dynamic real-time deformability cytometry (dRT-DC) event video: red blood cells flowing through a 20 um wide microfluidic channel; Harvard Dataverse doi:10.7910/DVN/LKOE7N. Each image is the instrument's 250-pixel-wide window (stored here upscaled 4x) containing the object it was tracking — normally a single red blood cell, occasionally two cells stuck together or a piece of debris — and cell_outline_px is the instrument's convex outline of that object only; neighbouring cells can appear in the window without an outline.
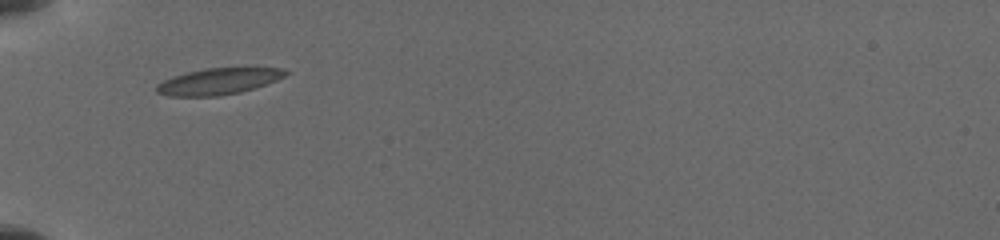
{"species": "common noctule bat (a hibernating species)", "species_latin": "Nyctalus noctula", "temperature_condition": "cold", "stored_images_in_passage": 16, "camera_frame_rate_fps": 3000, "um_per_image_px": 0.085, "animal": {"sex": "female", "body_mass_g": 19.5, "forearm_length_mm": 54.1}, "frame": {"image": 1, "passage_image": 1, "time_ms": 0.0, "image_size_px": [1000, 240], "cell_outline_px": [[288, 72], [284, 76], [276, 80], [240, 92], [220, 96], [168, 96], [156, 92], [156, 84], [164, 80], [188, 72], [204, 68], [280, 68]], "centroid_in_image_um": [18.52, 6.92], "position_along_channel_um": 66.5, "area_um2": 19.42}}
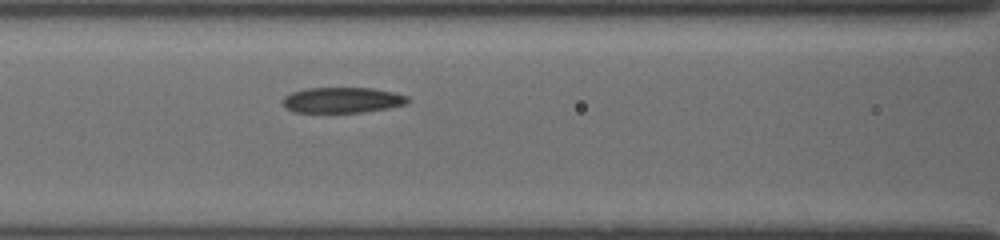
{"frame": {"image": 2, "passage_image": 9, "time_ms": 2.0, "image_size_px": [1000, 240], "cell_outline_px": [[408, 100], [404, 104], [388, 108], [364, 112], [292, 112], [284, 104], [284, 96], [292, 92], [308, 88], [372, 88], [392, 92], [408, 96]], "centroid_in_image_um": [29.09, 8.5], "position_along_channel_um": 137.5, "area_um2": 18.38}}
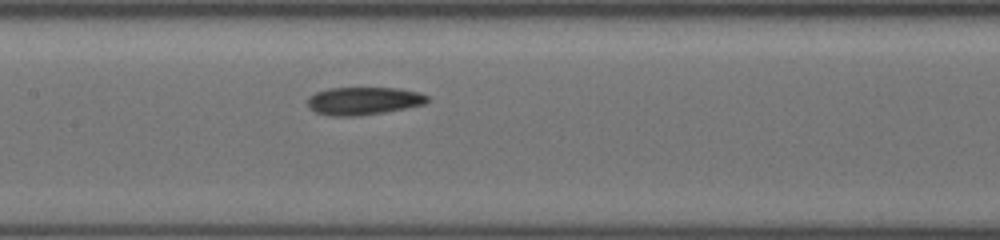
{"frame": {"image": 3, "passage_image": 14, "time_ms": 3.0, "image_size_px": [1000, 240], "cell_outline_px": [[428, 100], [424, 104], [404, 108], [360, 116], [328, 116], [316, 112], [308, 108], [308, 100], [316, 92], [328, 88], [396, 88], [420, 92], [428, 96]], "centroid_in_image_um": [30.88, 8.58], "position_along_channel_um": 176.5, "area_um2": 19.31}}